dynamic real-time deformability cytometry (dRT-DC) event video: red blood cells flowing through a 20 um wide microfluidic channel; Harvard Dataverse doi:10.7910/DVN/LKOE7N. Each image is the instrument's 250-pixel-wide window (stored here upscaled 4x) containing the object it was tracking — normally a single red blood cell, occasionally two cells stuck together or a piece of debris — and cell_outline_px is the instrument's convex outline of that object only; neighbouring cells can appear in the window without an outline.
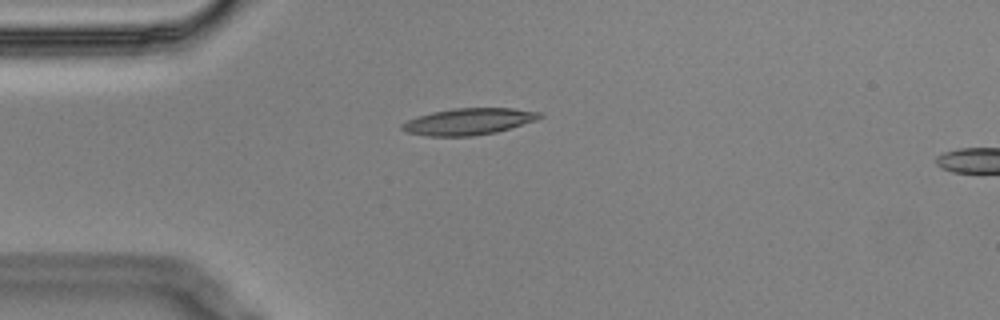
{"species": "Egyptian fruit bat (a non-hibernating species)", "species_latin": "Rousettus aegyptiacus", "temperature_condition": "cold", "stored_images_in_passage": 1, "camera_frame_rate_fps": 3000, "um_per_image_px": 0.085, "animal": {"sex": "male"}, "frame": {"image": 1, "passage_image": 1, "time_ms": 0.0, "image_size_px": [1000, 320], "cell_outline_px": [[544, 116], [536, 120], [496, 132], [472, 136], [428, 136], [404, 132], [400, 128], [400, 124], [408, 120], [432, 112], [452, 108], [512, 108], [540, 112]], "centroid_in_image_um": [39.81, 10.33], "position_along_channel_um": 45.2, "area_um2": 21.27}}